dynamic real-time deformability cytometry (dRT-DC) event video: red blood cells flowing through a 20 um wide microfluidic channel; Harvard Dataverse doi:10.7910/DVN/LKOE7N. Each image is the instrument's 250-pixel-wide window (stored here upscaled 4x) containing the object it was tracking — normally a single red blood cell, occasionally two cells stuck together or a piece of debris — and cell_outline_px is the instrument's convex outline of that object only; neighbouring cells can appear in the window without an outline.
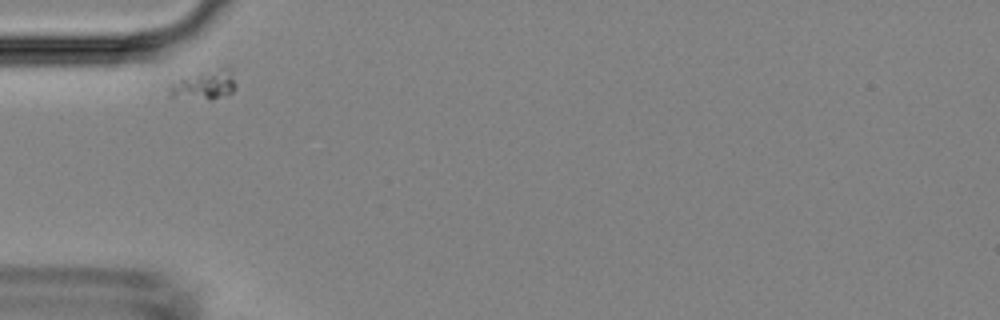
{"species": "Egyptian fruit bat (a non-hibernating species)", "species_latin": "Rousettus aegyptiacus", "temperature_condition": "room temperature", "stored_images_in_passage": 2, "camera_frame_rate_fps": 3000, "um_per_image_px": 0.085, "animal": {"sex": "female"}, "frame": {"image": 1, "passage_image": 1, "time_ms": 0.0, "image_size_px": [1000, 320], "cell_outline_px": [[236, 88], [232, 92], [212, 100], [172, 96], [168, 92], [168, 88], [172, 84], [180, 80], [228, 64], [232, 68], [236, 84]], "centroid_in_image_um": [17.5, 7.19], "position_along_channel_um": 67.5, "area_um2": 11.21}}